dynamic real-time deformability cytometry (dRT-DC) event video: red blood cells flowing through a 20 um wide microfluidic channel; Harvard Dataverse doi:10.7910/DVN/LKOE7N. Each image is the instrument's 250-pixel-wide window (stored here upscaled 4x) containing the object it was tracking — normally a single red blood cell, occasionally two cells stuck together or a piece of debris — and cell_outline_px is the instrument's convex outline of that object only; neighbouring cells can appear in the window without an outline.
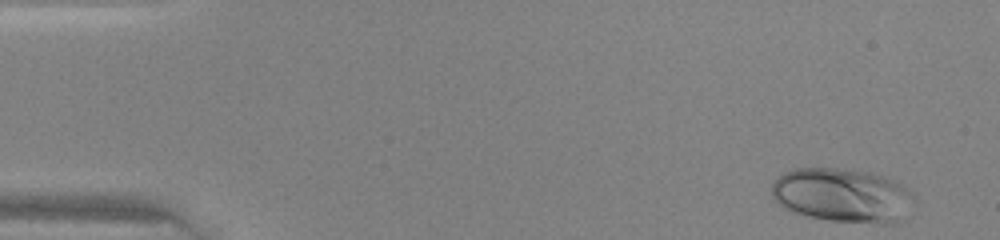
{"species": "human", "species_latin": "Homo sapiens", "temperature_condition": "warm", "stored_images_in_passage": 44, "camera_frame_rate_fps": 3000, "um_per_image_px": 0.085, "donor": {"sex": "female"}, "frame": {"image": 1, "passage_image": 1, "time_ms": 0.0, "image_size_px": [1000, 240], "cell_outline_px": [[916, 200], [896, 224], [880, 224], [832, 220], [804, 216], [792, 212], [780, 204], [772, 196], [772, 184], [784, 172], [792, 168], [836, 168], [872, 172], [884, 176], [900, 184], [912, 192], [916, 196]], "centroid_in_image_um": [71.63, 16.6], "position_along_channel_um": 13.4, "area_um2": 45.08}}
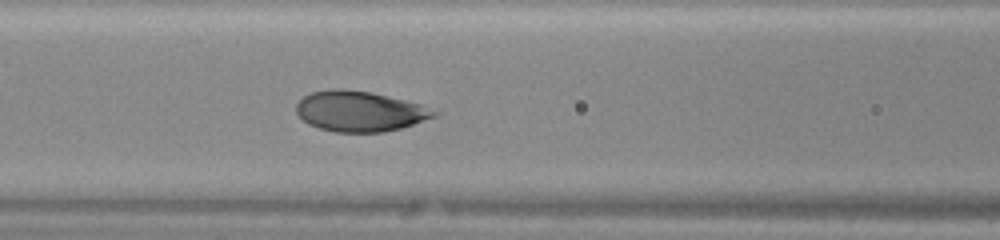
{"frame": {"image": 2, "passage_image": 18, "time_ms": 5.667, "image_size_px": [1000, 240], "cell_outline_px": [[440, 112], [436, 116], [400, 128], [384, 132], [336, 132], [320, 128], [308, 124], [296, 112], [296, 104], [304, 96], [312, 92], [332, 88], [344, 88], [372, 92], [420, 104]], "centroid_in_image_um": [30.56, 9.45], "position_along_channel_um": 136.0, "area_um2": 32.37}}
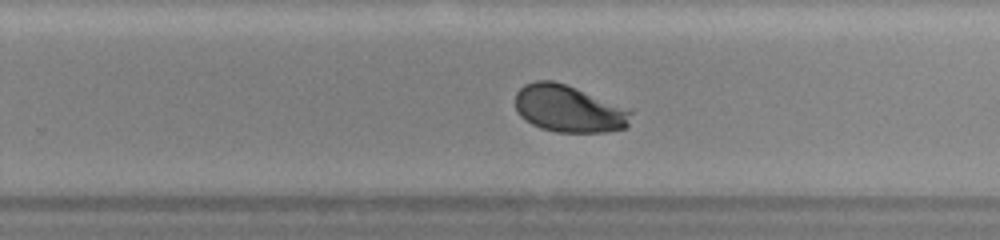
{"frame": {"image": 3, "passage_image": 28, "time_ms": 9.0, "image_size_px": [1000, 240], "cell_outline_px": [[632, 112], [628, 124], [624, 128], [604, 132], [556, 132], [540, 128], [524, 120], [520, 116], [516, 108], [516, 92], [524, 84], [536, 80], [552, 80], [576, 88], [632, 108]], "centroid_in_image_um": [48.36, 9.24], "position_along_channel_um": 281.4, "area_um2": 31.96}}